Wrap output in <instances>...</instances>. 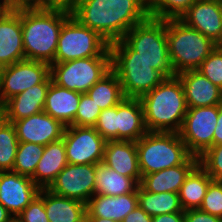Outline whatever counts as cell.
<instances>
[{
  "label": "cell",
  "instance_id": "6da1fadb",
  "mask_svg": "<svg viewBox=\"0 0 222 222\" xmlns=\"http://www.w3.org/2000/svg\"><path fill=\"white\" fill-rule=\"evenodd\" d=\"M70 15L66 0H21L25 59L53 64L61 27Z\"/></svg>",
  "mask_w": 222,
  "mask_h": 222
},
{
  "label": "cell",
  "instance_id": "7a4b0ae2",
  "mask_svg": "<svg viewBox=\"0 0 222 222\" xmlns=\"http://www.w3.org/2000/svg\"><path fill=\"white\" fill-rule=\"evenodd\" d=\"M71 15L81 24L98 32L108 43L147 20V0H66Z\"/></svg>",
  "mask_w": 222,
  "mask_h": 222
},
{
  "label": "cell",
  "instance_id": "3957f363",
  "mask_svg": "<svg viewBox=\"0 0 222 222\" xmlns=\"http://www.w3.org/2000/svg\"><path fill=\"white\" fill-rule=\"evenodd\" d=\"M139 100L147 131L179 133L188 106L182 82L177 75L165 78Z\"/></svg>",
  "mask_w": 222,
  "mask_h": 222
},
{
  "label": "cell",
  "instance_id": "277c9868",
  "mask_svg": "<svg viewBox=\"0 0 222 222\" xmlns=\"http://www.w3.org/2000/svg\"><path fill=\"white\" fill-rule=\"evenodd\" d=\"M111 69L117 74L125 98H140L153 90L166 77L136 56L123 40L110 44Z\"/></svg>",
  "mask_w": 222,
  "mask_h": 222
},
{
  "label": "cell",
  "instance_id": "5b68a950",
  "mask_svg": "<svg viewBox=\"0 0 222 222\" xmlns=\"http://www.w3.org/2000/svg\"><path fill=\"white\" fill-rule=\"evenodd\" d=\"M169 58L174 75L197 70L216 44L179 18L166 19Z\"/></svg>",
  "mask_w": 222,
  "mask_h": 222
},
{
  "label": "cell",
  "instance_id": "8992f818",
  "mask_svg": "<svg viewBox=\"0 0 222 222\" xmlns=\"http://www.w3.org/2000/svg\"><path fill=\"white\" fill-rule=\"evenodd\" d=\"M141 176L182 165L191 154L179 133L147 132L136 141Z\"/></svg>",
  "mask_w": 222,
  "mask_h": 222
},
{
  "label": "cell",
  "instance_id": "52a82bcc",
  "mask_svg": "<svg viewBox=\"0 0 222 222\" xmlns=\"http://www.w3.org/2000/svg\"><path fill=\"white\" fill-rule=\"evenodd\" d=\"M123 40L151 68L160 71L166 78L174 76L166 37V19L149 17L130 29Z\"/></svg>",
  "mask_w": 222,
  "mask_h": 222
},
{
  "label": "cell",
  "instance_id": "ba28073f",
  "mask_svg": "<svg viewBox=\"0 0 222 222\" xmlns=\"http://www.w3.org/2000/svg\"><path fill=\"white\" fill-rule=\"evenodd\" d=\"M90 57H111L110 43L70 15L61 27L54 63Z\"/></svg>",
  "mask_w": 222,
  "mask_h": 222
},
{
  "label": "cell",
  "instance_id": "9c48e42d",
  "mask_svg": "<svg viewBox=\"0 0 222 222\" xmlns=\"http://www.w3.org/2000/svg\"><path fill=\"white\" fill-rule=\"evenodd\" d=\"M111 70V57H90L50 65L52 81L66 89L86 93Z\"/></svg>",
  "mask_w": 222,
  "mask_h": 222
},
{
  "label": "cell",
  "instance_id": "30bf717a",
  "mask_svg": "<svg viewBox=\"0 0 222 222\" xmlns=\"http://www.w3.org/2000/svg\"><path fill=\"white\" fill-rule=\"evenodd\" d=\"M217 119L218 105L188 108L179 135L192 156L199 157L213 146Z\"/></svg>",
  "mask_w": 222,
  "mask_h": 222
},
{
  "label": "cell",
  "instance_id": "8fae6325",
  "mask_svg": "<svg viewBox=\"0 0 222 222\" xmlns=\"http://www.w3.org/2000/svg\"><path fill=\"white\" fill-rule=\"evenodd\" d=\"M62 138L69 164L102 163L107 141L94 127L65 126Z\"/></svg>",
  "mask_w": 222,
  "mask_h": 222
},
{
  "label": "cell",
  "instance_id": "7c38bea8",
  "mask_svg": "<svg viewBox=\"0 0 222 222\" xmlns=\"http://www.w3.org/2000/svg\"><path fill=\"white\" fill-rule=\"evenodd\" d=\"M49 75V64L28 59L0 68V106L14 95L41 84Z\"/></svg>",
  "mask_w": 222,
  "mask_h": 222
},
{
  "label": "cell",
  "instance_id": "4fadbf2b",
  "mask_svg": "<svg viewBox=\"0 0 222 222\" xmlns=\"http://www.w3.org/2000/svg\"><path fill=\"white\" fill-rule=\"evenodd\" d=\"M96 165L67 164L47 188L49 191L87 204L95 194Z\"/></svg>",
  "mask_w": 222,
  "mask_h": 222
},
{
  "label": "cell",
  "instance_id": "5bb4252c",
  "mask_svg": "<svg viewBox=\"0 0 222 222\" xmlns=\"http://www.w3.org/2000/svg\"><path fill=\"white\" fill-rule=\"evenodd\" d=\"M40 190L31 177L14 171L0 172V203L14 219L39 195Z\"/></svg>",
  "mask_w": 222,
  "mask_h": 222
},
{
  "label": "cell",
  "instance_id": "9a60e30c",
  "mask_svg": "<svg viewBox=\"0 0 222 222\" xmlns=\"http://www.w3.org/2000/svg\"><path fill=\"white\" fill-rule=\"evenodd\" d=\"M21 0L0 19V68L24 60Z\"/></svg>",
  "mask_w": 222,
  "mask_h": 222
},
{
  "label": "cell",
  "instance_id": "2e32d148",
  "mask_svg": "<svg viewBox=\"0 0 222 222\" xmlns=\"http://www.w3.org/2000/svg\"><path fill=\"white\" fill-rule=\"evenodd\" d=\"M179 19L216 44L222 37V0H196Z\"/></svg>",
  "mask_w": 222,
  "mask_h": 222
},
{
  "label": "cell",
  "instance_id": "e0dca14e",
  "mask_svg": "<svg viewBox=\"0 0 222 222\" xmlns=\"http://www.w3.org/2000/svg\"><path fill=\"white\" fill-rule=\"evenodd\" d=\"M13 124L19 142L46 146L63 137L65 126L44 111L29 117L8 121Z\"/></svg>",
  "mask_w": 222,
  "mask_h": 222
},
{
  "label": "cell",
  "instance_id": "ac0fdd59",
  "mask_svg": "<svg viewBox=\"0 0 222 222\" xmlns=\"http://www.w3.org/2000/svg\"><path fill=\"white\" fill-rule=\"evenodd\" d=\"M177 76L182 82L188 108L222 104V89L214 85L200 71L187 70Z\"/></svg>",
  "mask_w": 222,
  "mask_h": 222
},
{
  "label": "cell",
  "instance_id": "d6986e66",
  "mask_svg": "<svg viewBox=\"0 0 222 222\" xmlns=\"http://www.w3.org/2000/svg\"><path fill=\"white\" fill-rule=\"evenodd\" d=\"M51 82L49 75L41 84L30 87L5 101L1 107L6 121H16L42 112Z\"/></svg>",
  "mask_w": 222,
  "mask_h": 222
},
{
  "label": "cell",
  "instance_id": "ffe728a7",
  "mask_svg": "<svg viewBox=\"0 0 222 222\" xmlns=\"http://www.w3.org/2000/svg\"><path fill=\"white\" fill-rule=\"evenodd\" d=\"M102 163L140 184L142 176L139 170L136 142L108 140Z\"/></svg>",
  "mask_w": 222,
  "mask_h": 222
},
{
  "label": "cell",
  "instance_id": "44dd1931",
  "mask_svg": "<svg viewBox=\"0 0 222 222\" xmlns=\"http://www.w3.org/2000/svg\"><path fill=\"white\" fill-rule=\"evenodd\" d=\"M199 164V158L190 156L182 165L143 175L140 186L147 192L178 193L189 173Z\"/></svg>",
  "mask_w": 222,
  "mask_h": 222
},
{
  "label": "cell",
  "instance_id": "7402d4cb",
  "mask_svg": "<svg viewBox=\"0 0 222 222\" xmlns=\"http://www.w3.org/2000/svg\"><path fill=\"white\" fill-rule=\"evenodd\" d=\"M137 206V190L119 196L94 194L86 204V214L89 217H100L122 222L126 215Z\"/></svg>",
  "mask_w": 222,
  "mask_h": 222
},
{
  "label": "cell",
  "instance_id": "603a6c76",
  "mask_svg": "<svg viewBox=\"0 0 222 222\" xmlns=\"http://www.w3.org/2000/svg\"><path fill=\"white\" fill-rule=\"evenodd\" d=\"M82 93L50 83L43 111L64 126L74 125V119Z\"/></svg>",
  "mask_w": 222,
  "mask_h": 222
},
{
  "label": "cell",
  "instance_id": "cb8c5ba5",
  "mask_svg": "<svg viewBox=\"0 0 222 222\" xmlns=\"http://www.w3.org/2000/svg\"><path fill=\"white\" fill-rule=\"evenodd\" d=\"M118 140L138 141L148 131L139 98H124L117 104Z\"/></svg>",
  "mask_w": 222,
  "mask_h": 222
},
{
  "label": "cell",
  "instance_id": "d4e9b609",
  "mask_svg": "<svg viewBox=\"0 0 222 222\" xmlns=\"http://www.w3.org/2000/svg\"><path fill=\"white\" fill-rule=\"evenodd\" d=\"M68 164L63 138L44 146L43 154L31 177L40 189L48 188Z\"/></svg>",
  "mask_w": 222,
  "mask_h": 222
},
{
  "label": "cell",
  "instance_id": "484cf974",
  "mask_svg": "<svg viewBox=\"0 0 222 222\" xmlns=\"http://www.w3.org/2000/svg\"><path fill=\"white\" fill-rule=\"evenodd\" d=\"M44 208L49 222H78L86 214V204L44 189Z\"/></svg>",
  "mask_w": 222,
  "mask_h": 222
},
{
  "label": "cell",
  "instance_id": "4316f807",
  "mask_svg": "<svg viewBox=\"0 0 222 222\" xmlns=\"http://www.w3.org/2000/svg\"><path fill=\"white\" fill-rule=\"evenodd\" d=\"M138 183L125 177L103 163L96 164L95 194L119 196L135 192Z\"/></svg>",
  "mask_w": 222,
  "mask_h": 222
},
{
  "label": "cell",
  "instance_id": "83f0119b",
  "mask_svg": "<svg viewBox=\"0 0 222 222\" xmlns=\"http://www.w3.org/2000/svg\"><path fill=\"white\" fill-rule=\"evenodd\" d=\"M213 179L198 164L187 176L178 192L183 210L200 208Z\"/></svg>",
  "mask_w": 222,
  "mask_h": 222
},
{
  "label": "cell",
  "instance_id": "f1b7e54d",
  "mask_svg": "<svg viewBox=\"0 0 222 222\" xmlns=\"http://www.w3.org/2000/svg\"><path fill=\"white\" fill-rule=\"evenodd\" d=\"M137 196L138 205L151 217L167 213L184 212L178 193H152L147 192L138 185Z\"/></svg>",
  "mask_w": 222,
  "mask_h": 222
},
{
  "label": "cell",
  "instance_id": "f546056e",
  "mask_svg": "<svg viewBox=\"0 0 222 222\" xmlns=\"http://www.w3.org/2000/svg\"><path fill=\"white\" fill-rule=\"evenodd\" d=\"M86 94L94 100L101 110L116 106L125 98L120 80L112 69L96 82Z\"/></svg>",
  "mask_w": 222,
  "mask_h": 222
},
{
  "label": "cell",
  "instance_id": "4dcf8cb0",
  "mask_svg": "<svg viewBox=\"0 0 222 222\" xmlns=\"http://www.w3.org/2000/svg\"><path fill=\"white\" fill-rule=\"evenodd\" d=\"M44 146L30 142H19L12 171L32 177L42 157Z\"/></svg>",
  "mask_w": 222,
  "mask_h": 222
},
{
  "label": "cell",
  "instance_id": "1f68e13d",
  "mask_svg": "<svg viewBox=\"0 0 222 222\" xmlns=\"http://www.w3.org/2000/svg\"><path fill=\"white\" fill-rule=\"evenodd\" d=\"M18 145L15 127L5 121L0 126V172L12 171Z\"/></svg>",
  "mask_w": 222,
  "mask_h": 222
},
{
  "label": "cell",
  "instance_id": "d6a6232c",
  "mask_svg": "<svg viewBox=\"0 0 222 222\" xmlns=\"http://www.w3.org/2000/svg\"><path fill=\"white\" fill-rule=\"evenodd\" d=\"M196 0H147L150 17L155 19L180 18Z\"/></svg>",
  "mask_w": 222,
  "mask_h": 222
},
{
  "label": "cell",
  "instance_id": "836d02e7",
  "mask_svg": "<svg viewBox=\"0 0 222 222\" xmlns=\"http://www.w3.org/2000/svg\"><path fill=\"white\" fill-rule=\"evenodd\" d=\"M101 109L86 93L81 94L74 119V126L94 127Z\"/></svg>",
  "mask_w": 222,
  "mask_h": 222
},
{
  "label": "cell",
  "instance_id": "e575fe53",
  "mask_svg": "<svg viewBox=\"0 0 222 222\" xmlns=\"http://www.w3.org/2000/svg\"><path fill=\"white\" fill-rule=\"evenodd\" d=\"M199 158V165L215 181H222V144L208 148Z\"/></svg>",
  "mask_w": 222,
  "mask_h": 222
},
{
  "label": "cell",
  "instance_id": "d590c367",
  "mask_svg": "<svg viewBox=\"0 0 222 222\" xmlns=\"http://www.w3.org/2000/svg\"><path fill=\"white\" fill-rule=\"evenodd\" d=\"M94 128L106 141L118 140L117 105L101 110Z\"/></svg>",
  "mask_w": 222,
  "mask_h": 222
},
{
  "label": "cell",
  "instance_id": "8d00e7d4",
  "mask_svg": "<svg viewBox=\"0 0 222 222\" xmlns=\"http://www.w3.org/2000/svg\"><path fill=\"white\" fill-rule=\"evenodd\" d=\"M197 70L222 89V52L217 47L203 60Z\"/></svg>",
  "mask_w": 222,
  "mask_h": 222
},
{
  "label": "cell",
  "instance_id": "74e56055",
  "mask_svg": "<svg viewBox=\"0 0 222 222\" xmlns=\"http://www.w3.org/2000/svg\"><path fill=\"white\" fill-rule=\"evenodd\" d=\"M199 209L222 218V181L213 180L209 184Z\"/></svg>",
  "mask_w": 222,
  "mask_h": 222
},
{
  "label": "cell",
  "instance_id": "f35d334b",
  "mask_svg": "<svg viewBox=\"0 0 222 222\" xmlns=\"http://www.w3.org/2000/svg\"><path fill=\"white\" fill-rule=\"evenodd\" d=\"M17 222H49L44 208V189H41L25 209L15 218Z\"/></svg>",
  "mask_w": 222,
  "mask_h": 222
},
{
  "label": "cell",
  "instance_id": "ab89813d",
  "mask_svg": "<svg viewBox=\"0 0 222 222\" xmlns=\"http://www.w3.org/2000/svg\"><path fill=\"white\" fill-rule=\"evenodd\" d=\"M184 222H222V218L198 209L184 211Z\"/></svg>",
  "mask_w": 222,
  "mask_h": 222
},
{
  "label": "cell",
  "instance_id": "60d3db41",
  "mask_svg": "<svg viewBox=\"0 0 222 222\" xmlns=\"http://www.w3.org/2000/svg\"><path fill=\"white\" fill-rule=\"evenodd\" d=\"M152 217L148 215L139 205L122 222H151Z\"/></svg>",
  "mask_w": 222,
  "mask_h": 222
},
{
  "label": "cell",
  "instance_id": "b9f144b4",
  "mask_svg": "<svg viewBox=\"0 0 222 222\" xmlns=\"http://www.w3.org/2000/svg\"><path fill=\"white\" fill-rule=\"evenodd\" d=\"M151 222H184V212L157 215L152 217Z\"/></svg>",
  "mask_w": 222,
  "mask_h": 222
},
{
  "label": "cell",
  "instance_id": "7bdbcfd3",
  "mask_svg": "<svg viewBox=\"0 0 222 222\" xmlns=\"http://www.w3.org/2000/svg\"><path fill=\"white\" fill-rule=\"evenodd\" d=\"M222 144V104L218 105L217 126L214 129L213 145Z\"/></svg>",
  "mask_w": 222,
  "mask_h": 222
},
{
  "label": "cell",
  "instance_id": "ee69618b",
  "mask_svg": "<svg viewBox=\"0 0 222 222\" xmlns=\"http://www.w3.org/2000/svg\"><path fill=\"white\" fill-rule=\"evenodd\" d=\"M0 19L14 6L17 0H0Z\"/></svg>",
  "mask_w": 222,
  "mask_h": 222
},
{
  "label": "cell",
  "instance_id": "f6af8a7d",
  "mask_svg": "<svg viewBox=\"0 0 222 222\" xmlns=\"http://www.w3.org/2000/svg\"><path fill=\"white\" fill-rule=\"evenodd\" d=\"M15 219L9 211L0 203V222H13Z\"/></svg>",
  "mask_w": 222,
  "mask_h": 222
},
{
  "label": "cell",
  "instance_id": "bcb514c9",
  "mask_svg": "<svg viewBox=\"0 0 222 222\" xmlns=\"http://www.w3.org/2000/svg\"><path fill=\"white\" fill-rule=\"evenodd\" d=\"M91 222H118L112 219L100 218V217H89Z\"/></svg>",
  "mask_w": 222,
  "mask_h": 222
},
{
  "label": "cell",
  "instance_id": "7dc6e473",
  "mask_svg": "<svg viewBox=\"0 0 222 222\" xmlns=\"http://www.w3.org/2000/svg\"><path fill=\"white\" fill-rule=\"evenodd\" d=\"M6 121L5 115H4V111L2 109V107L0 106V126Z\"/></svg>",
  "mask_w": 222,
  "mask_h": 222
},
{
  "label": "cell",
  "instance_id": "c3c4849f",
  "mask_svg": "<svg viewBox=\"0 0 222 222\" xmlns=\"http://www.w3.org/2000/svg\"><path fill=\"white\" fill-rule=\"evenodd\" d=\"M78 222H91L89 216L85 214Z\"/></svg>",
  "mask_w": 222,
  "mask_h": 222
},
{
  "label": "cell",
  "instance_id": "681fc988",
  "mask_svg": "<svg viewBox=\"0 0 222 222\" xmlns=\"http://www.w3.org/2000/svg\"><path fill=\"white\" fill-rule=\"evenodd\" d=\"M216 47L222 52V37H221V39L216 43Z\"/></svg>",
  "mask_w": 222,
  "mask_h": 222
}]
</instances>
